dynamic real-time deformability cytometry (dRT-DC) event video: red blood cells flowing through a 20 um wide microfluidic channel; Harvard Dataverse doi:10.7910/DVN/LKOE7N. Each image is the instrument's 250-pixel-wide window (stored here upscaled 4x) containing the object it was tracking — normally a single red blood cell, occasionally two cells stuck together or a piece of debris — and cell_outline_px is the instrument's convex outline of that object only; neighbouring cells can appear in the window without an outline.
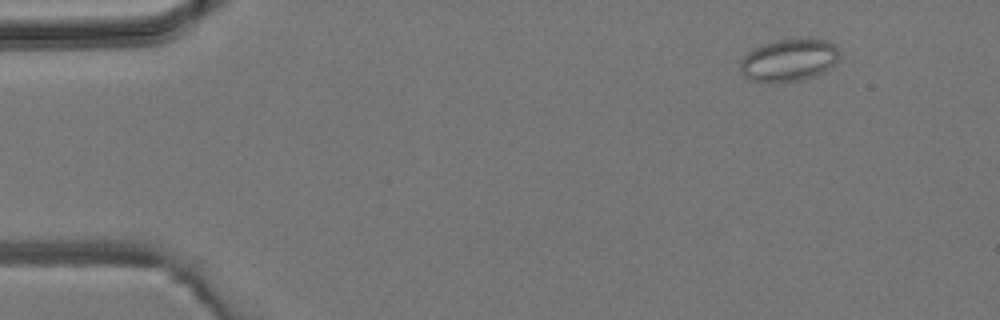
{"species": "common noctule bat (a hibernating species)", "species_latin": "Nyctalus noctula", "temperature_condition": "room temperature", "stored_images_in_passage": 5, "camera_frame_rate_fps": 3000, "um_per_image_px": 0.085, "animal": {"sex": "male", "body_mass_g": 19.2, "forearm_length_mm": 51.8}, "frame": {"image": 1, "passage_image": 5, "time_ms": 5.667, "image_size_px": [1000, 320], "cell_outline_px": [[840, 56], [824, 72], [816, 76], [800, 80], [776, 84], [772, 84], [752, 80], [744, 76], [740, 72], [740, 60], [752, 48], [764, 44], [780, 40], [808, 36], [828, 40], [836, 44], [840, 52]], "centroid_in_image_um": [67.07, 5.1], "position_along_channel_um": 17.9, "area_um2": 25.32}}